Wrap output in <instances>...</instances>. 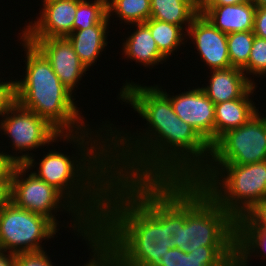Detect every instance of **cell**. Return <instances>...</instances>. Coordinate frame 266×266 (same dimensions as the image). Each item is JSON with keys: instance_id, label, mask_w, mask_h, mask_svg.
<instances>
[{"instance_id": "obj_1", "label": "cell", "mask_w": 266, "mask_h": 266, "mask_svg": "<svg viewBox=\"0 0 266 266\" xmlns=\"http://www.w3.org/2000/svg\"><path fill=\"white\" fill-rule=\"evenodd\" d=\"M118 96L145 119L148 129L133 133L136 136L110 124L114 178L189 181L204 170L211 145L176 115L170 99L156 85L147 87L126 80Z\"/></svg>"}, {"instance_id": "obj_2", "label": "cell", "mask_w": 266, "mask_h": 266, "mask_svg": "<svg viewBox=\"0 0 266 266\" xmlns=\"http://www.w3.org/2000/svg\"><path fill=\"white\" fill-rule=\"evenodd\" d=\"M171 231V180L112 181L96 233L118 266H158L174 247Z\"/></svg>"}, {"instance_id": "obj_3", "label": "cell", "mask_w": 266, "mask_h": 266, "mask_svg": "<svg viewBox=\"0 0 266 266\" xmlns=\"http://www.w3.org/2000/svg\"><path fill=\"white\" fill-rule=\"evenodd\" d=\"M107 122L110 123L106 121L96 132L88 128L77 134H61L63 142L74 143V147L76 144L80 157L77 152L76 157H70L55 149L45 153L39 163L30 153L31 157L24 163L29 171L37 166L33 173L59 190L95 227L102 218L106 191L115 179L110 164Z\"/></svg>"}, {"instance_id": "obj_4", "label": "cell", "mask_w": 266, "mask_h": 266, "mask_svg": "<svg viewBox=\"0 0 266 266\" xmlns=\"http://www.w3.org/2000/svg\"><path fill=\"white\" fill-rule=\"evenodd\" d=\"M20 40L27 59L24 78L13 81L14 100L46 119L61 134H77L88 129L90 125L83 121L76 98L60 81L46 57L21 35Z\"/></svg>"}, {"instance_id": "obj_5", "label": "cell", "mask_w": 266, "mask_h": 266, "mask_svg": "<svg viewBox=\"0 0 266 266\" xmlns=\"http://www.w3.org/2000/svg\"><path fill=\"white\" fill-rule=\"evenodd\" d=\"M199 185L237 220L266 198V160L218 165Z\"/></svg>"}, {"instance_id": "obj_6", "label": "cell", "mask_w": 266, "mask_h": 266, "mask_svg": "<svg viewBox=\"0 0 266 266\" xmlns=\"http://www.w3.org/2000/svg\"><path fill=\"white\" fill-rule=\"evenodd\" d=\"M28 170L25 164H12L11 201L19 208L46 216L56 226L59 221L53 213L65 209L73 218L70 225L73 231L80 233L86 242L90 241L97 234L96 227L59 190L33 172L27 174Z\"/></svg>"}, {"instance_id": "obj_7", "label": "cell", "mask_w": 266, "mask_h": 266, "mask_svg": "<svg viewBox=\"0 0 266 266\" xmlns=\"http://www.w3.org/2000/svg\"><path fill=\"white\" fill-rule=\"evenodd\" d=\"M188 247L236 246V220L201 186L188 181Z\"/></svg>"}, {"instance_id": "obj_8", "label": "cell", "mask_w": 266, "mask_h": 266, "mask_svg": "<svg viewBox=\"0 0 266 266\" xmlns=\"http://www.w3.org/2000/svg\"><path fill=\"white\" fill-rule=\"evenodd\" d=\"M258 111L245 124L223 134L212 146L208 165L193 180L200 184L218 165L266 160V117Z\"/></svg>"}, {"instance_id": "obj_9", "label": "cell", "mask_w": 266, "mask_h": 266, "mask_svg": "<svg viewBox=\"0 0 266 266\" xmlns=\"http://www.w3.org/2000/svg\"><path fill=\"white\" fill-rule=\"evenodd\" d=\"M57 229L46 216L19 208L10 201L0 211V250L13 254L44 251L42 242L54 238Z\"/></svg>"}, {"instance_id": "obj_10", "label": "cell", "mask_w": 266, "mask_h": 266, "mask_svg": "<svg viewBox=\"0 0 266 266\" xmlns=\"http://www.w3.org/2000/svg\"><path fill=\"white\" fill-rule=\"evenodd\" d=\"M2 118L0 131L3 130V134L11 138L12 150L16 151V155L12 153L13 164H24L31 157L29 151L61 139V133L46 119L23 108L15 100L7 107ZM23 151L26 153L23 154Z\"/></svg>"}, {"instance_id": "obj_11", "label": "cell", "mask_w": 266, "mask_h": 266, "mask_svg": "<svg viewBox=\"0 0 266 266\" xmlns=\"http://www.w3.org/2000/svg\"><path fill=\"white\" fill-rule=\"evenodd\" d=\"M156 86L170 99L176 115L192 126L211 146L214 144L215 104L202 88L187 89L178 95H169L166 89Z\"/></svg>"}, {"instance_id": "obj_12", "label": "cell", "mask_w": 266, "mask_h": 266, "mask_svg": "<svg viewBox=\"0 0 266 266\" xmlns=\"http://www.w3.org/2000/svg\"><path fill=\"white\" fill-rule=\"evenodd\" d=\"M33 44L49 61L63 85L73 94L74 88L86 71L70 41L65 37L46 39H26Z\"/></svg>"}, {"instance_id": "obj_13", "label": "cell", "mask_w": 266, "mask_h": 266, "mask_svg": "<svg viewBox=\"0 0 266 266\" xmlns=\"http://www.w3.org/2000/svg\"><path fill=\"white\" fill-rule=\"evenodd\" d=\"M78 0H57L44 5L40 17L19 33L25 39L67 37L73 32Z\"/></svg>"}, {"instance_id": "obj_14", "label": "cell", "mask_w": 266, "mask_h": 266, "mask_svg": "<svg viewBox=\"0 0 266 266\" xmlns=\"http://www.w3.org/2000/svg\"><path fill=\"white\" fill-rule=\"evenodd\" d=\"M187 37L191 38L200 59L211 70L232 67L228 55L227 34L221 32L202 14L193 18L187 30Z\"/></svg>"}, {"instance_id": "obj_15", "label": "cell", "mask_w": 266, "mask_h": 266, "mask_svg": "<svg viewBox=\"0 0 266 266\" xmlns=\"http://www.w3.org/2000/svg\"><path fill=\"white\" fill-rule=\"evenodd\" d=\"M236 246L188 247L187 253L170 248L158 266H235Z\"/></svg>"}, {"instance_id": "obj_16", "label": "cell", "mask_w": 266, "mask_h": 266, "mask_svg": "<svg viewBox=\"0 0 266 266\" xmlns=\"http://www.w3.org/2000/svg\"><path fill=\"white\" fill-rule=\"evenodd\" d=\"M210 74L209 85L201 88L214 104L241 98L256 84L254 78L246 76L237 67L211 70Z\"/></svg>"}, {"instance_id": "obj_17", "label": "cell", "mask_w": 266, "mask_h": 266, "mask_svg": "<svg viewBox=\"0 0 266 266\" xmlns=\"http://www.w3.org/2000/svg\"><path fill=\"white\" fill-rule=\"evenodd\" d=\"M256 87L253 85L241 98L215 104L214 143L227 131L245 124L259 111L250 99Z\"/></svg>"}, {"instance_id": "obj_18", "label": "cell", "mask_w": 266, "mask_h": 266, "mask_svg": "<svg viewBox=\"0 0 266 266\" xmlns=\"http://www.w3.org/2000/svg\"><path fill=\"white\" fill-rule=\"evenodd\" d=\"M256 5L242 2L235 5H214L202 15L225 34L253 31Z\"/></svg>"}, {"instance_id": "obj_19", "label": "cell", "mask_w": 266, "mask_h": 266, "mask_svg": "<svg viewBox=\"0 0 266 266\" xmlns=\"http://www.w3.org/2000/svg\"><path fill=\"white\" fill-rule=\"evenodd\" d=\"M109 22L111 21L106 16L99 24L86 29L75 30L66 37L87 69L95 65V61L108 45L106 39L109 33Z\"/></svg>"}, {"instance_id": "obj_20", "label": "cell", "mask_w": 266, "mask_h": 266, "mask_svg": "<svg viewBox=\"0 0 266 266\" xmlns=\"http://www.w3.org/2000/svg\"><path fill=\"white\" fill-rule=\"evenodd\" d=\"M171 236L173 246L187 253L188 235V181L171 180Z\"/></svg>"}, {"instance_id": "obj_21", "label": "cell", "mask_w": 266, "mask_h": 266, "mask_svg": "<svg viewBox=\"0 0 266 266\" xmlns=\"http://www.w3.org/2000/svg\"><path fill=\"white\" fill-rule=\"evenodd\" d=\"M137 29L122 43L125 58L135 60L145 67H152L166 62V57L159 51L149 28L144 23L133 24Z\"/></svg>"}, {"instance_id": "obj_22", "label": "cell", "mask_w": 266, "mask_h": 266, "mask_svg": "<svg viewBox=\"0 0 266 266\" xmlns=\"http://www.w3.org/2000/svg\"><path fill=\"white\" fill-rule=\"evenodd\" d=\"M150 3L151 19L180 26L186 33L193 18L197 15L188 4L181 0H150Z\"/></svg>"}, {"instance_id": "obj_23", "label": "cell", "mask_w": 266, "mask_h": 266, "mask_svg": "<svg viewBox=\"0 0 266 266\" xmlns=\"http://www.w3.org/2000/svg\"><path fill=\"white\" fill-rule=\"evenodd\" d=\"M144 24L149 28L159 51L166 58L175 50L177 51L181 44L184 45V41L188 39L186 32L180 26L151 18Z\"/></svg>"}, {"instance_id": "obj_24", "label": "cell", "mask_w": 266, "mask_h": 266, "mask_svg": "<svg viewBox=\"0 0 266 266\" xmlns=\"http://www.w3.org/2000/svg\"><path fill=\"white\" fill-rule=\"evenodd\" d=\"M254 253H262V257H265L266 229H236L235 266H248V260H250Z\"/></svg>"}, {"instance_id": "obj_25", "label": "cell", "mask_w": 266, "mask_h": 266, "mask_svg": "<svg viewBox=\"0 0 266 266\" xmlns=\"http://www.w3.org/2000/svg\"><path fill=\"white\" fill-rule=\"evenodd\" d=\"M113 13L126 24L144 23L150 19L151 3L150 0H108V18Z\"/></svg>"}, {"instance_id": "obj_26", "label": "cell", "mask_w": 266, "mask_h": 266, "mask_svg": "<svg viewBox=\"0 0 266 266\" xmlns=\"http://www.w3.org/2000/svg\"><path fill=\"white\" fill-rule=\"evenodd\" d=\"M107 16L106 0H78L73 31L99 24Z\"/></svg>"}, {"instance_id": "obj_27", "label": "cell", "mask_w": 266, "mask_h": 266, "mask_svg": "<svg viewBox=\"0 0 266 266\" xmlns=\"http://www.w3.org/2000/svg\"><path fill=\"white\" fill-rule=\"evenodd\" d=\"M254 37L253 31L227 34L228 55L232 67L242 69L248 63Z\"/></svg>"}, {"instance_id": "obj_28", "label": "cell", "mask_w": 266, "mask_h": 266, "mask_svg": "<svg viewBox=\"0 0 266 266\" xmlns=\"http://www.w3.org/2000/svg\"><path fill=\"white\" fill-rule=\"evenodd\" d=\"M245 75L266 77V39L255 36L248 63L242 68ZM263 76V77H262Z\"/></svg>"}, {"instance_id": "obj_29", "label": "cell", "mask_w": 266, "mask_h": 266, "mask_svg": "<svg viewBox=\"0 0 266 266\" xmlns=\"http://www.w3.org/2000/svg\"><path fill=\"white\" fill-rule=\"evenodd\" d=\"M86 243L93 254L84 266H118L114 252L97 234Z\"/></svg>"}, {"instance_id": "obj_30", "label": "cell", "mask_w": 266, "mask_h": 266, "mask_svg": "<svg viewBox=\"0 0 266 266\" xmlns=\"http://www.w3.org/2000/svg\"><path fill=\"white\" fill-rule=\"evenodd\" d=\"M236 229H266V198L236 220Z\"/></svg>"}, {"instance_id": "obj_31", "label": "cell", "mask_w": 266, "mask_h": 266, "mask_svg": "<svg viewBox=\"0 0 266 266\" xmlns=\"http://www.w3.org/2000/svg\"><path fill=\"white\" fill-rule=\"evenodd\" d=\"M46 251L16 254L15 266H54Z\"/></svg>"}, {"instance_id": "obj_32", "label": "cell", "mask_w": 266, "mask_h": 266, "mask_svg": "<svg viewBox=\"0 0 266 266\" xmlns=\"http://www.w3.org/2000/svg\"><path fill=\"white\" fill-rule=\"evenodd\" d=\"M14 101L13 81L0 80V117H3L7 107Z\"/></svg>"}, {"instance_id": "obj_33", "label": "cell", "mask_w": 266, "mask_h": 266, "mask_svg": "<svg viewBox=\"0 0 266 266\" xmlns=\"http://www.w3.org/2000/svg\"><path fill=\"white\" fill-rule=\"evenodd\" d=\"M11 201V168L0 178V211Z\"/></svg>"}, {"instance_id": "obj_34", "label": "cell", "mask_w": 266, "mask_h": 266, "mask_svg": "<svg viewBox=\"0 0 266 266\" xmlns=\"http://www.w3.org/2000/svg\"><path fill=\"white\" fill-rule=\"evenodd\" d=\"M253 33L257 37L266 39V7L256 8Z\"/></svg>"}, {"instance_id": "obj_35", "label": "cell", "mask_w": 266, "mask_h": 266, "mask_svg": "<svg viewBox=\"0 0 266 266\" xmlns=\"http://www.w3.org/2000/svg\"><path fill=\"white\" fill-rule=\"evenodd\" d=\"M13 155L0 151V178L12 167Z\"/></svg>"}, {"instance_id": "obj_36", "label": "cell", "mask_w": 266, "mask_h": 266, "mask_svg": "<svg viewBox=\"0 0 266 266\" xmlns=\"http://www.w3.org/2000/svg\"><path fill=\"white\" fill-rule=\"evenodd\" d=\"M6 253L0 250V266H15L16 254Z\"/></svg>"}, {"instance_id": "obj_37", "label": "cell", "mask_w": 266, "mask_h": 266, "mask_svg": "<svg viewBox=\"0 0 266 266\" xmlns=\"http://www.w3.org/2000/svg\"><path fill=\"white\" fill-rule=\"evenodd\" d=\"M218 0H197V14H203L214 6Z\"/></svg>"}, {"instance_id": "obj_38", "label": "cell", "mask_w": 266, "mask_h": 266, "mask_svg": "<svg viewBox=\"0 0 266 266\" xmlns=\"http://www.w3.org/2000/svg\"><path fill=\"white\" fill-rule=\"evenodd\" d=\"M244 2L243 0H218L215 5H235Z\"/></svg>"}, {"instance_id": "obj_39", "label": "cell", "mask_w": 266, "mask_h": 266, "mask_svg": "<svg viewBox=\"0 0 266 266\" xmlns=\"http://www.w3.org/2000/svg\"><path fill=\"white\" fill-rule=\"evenodd\" d=\"M188 4L197 14V0H181Z\"/></svg>"}, {"instance_id": "obj_40", "label": "cell", "mask_w": 266, "mask_h": 266, "mask_svg": "<svg viewBox=\"0 0 266 266\" xmlns=\"http://www.w3.org/2000/svg\"><path fill=\"white\" fill-rule=\"evenodd\" d=\"M254 4L256 7H266V0H255Z\"/></svg>"}, {"instance_id": "obj_41", "label": "cell", "mask_w": 266, "mask_h": 266, "mask_svg": "<svg viewBox=\"0 0 266 266\" xmlns=\"http://www.w3.org/2000/svg\"><path fill=\"white\" fill-rule=\"evenodd\" d=\"M53 1H57V0H43V6L50 3V2H53Z\"/></svg>"}, {"instance_id": "obj_42", "label": "cell", "mask_w": 266, "mask_h": 266, "mask_svg": "<svg viewBox=\"0 0 266 266\" xmlns=\"http://www.w3.org/2000/svg\"><path fill=\"white\" fill-rule=\"evenodd\" d=\"M243 1H245V2H252V3H254V1H255V0H243Z\"/></svg>"}]
</instances>
